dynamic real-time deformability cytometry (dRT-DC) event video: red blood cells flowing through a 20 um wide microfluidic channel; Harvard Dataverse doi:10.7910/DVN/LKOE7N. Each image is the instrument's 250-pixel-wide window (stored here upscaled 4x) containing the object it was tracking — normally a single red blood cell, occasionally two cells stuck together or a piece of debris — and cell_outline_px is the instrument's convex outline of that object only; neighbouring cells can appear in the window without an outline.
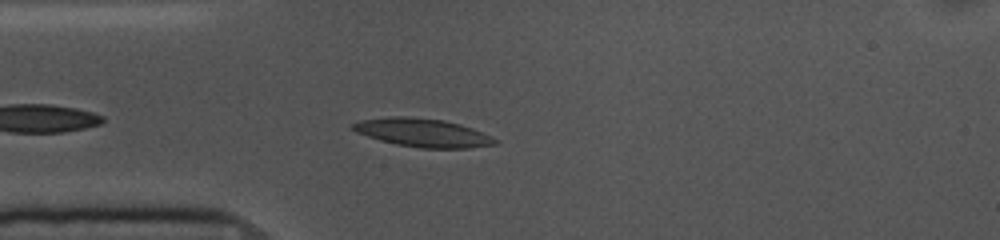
{"species": "common noctule bat (a hibernating species)", "species_latin": "Nyctalus noctula", "temperature_condition": "cold", "stored_images_in_passage": 42, "camera_frame_rate_fps": 3000, "um_per_image_px": 0.085, "animal": {"sex": "female", "body_mass_g": 10.0, "forearm_length_mm": 53.1}, "frame": {"image": 1, "passage_image": 6, "time_ms": 1.667, "image_size_px": [1000, 240], "cell_outline_px": [[500, 140], [496, 144], [468, 148], [420, 148], [396, 144], [380, 140], [356, 132], [352, 128], [352, 124], [360, 120], [388, 116], [408, 116], [444, 120], [460, 124], [472, 128]], "centroid_in_image_um": [35.94, 11.27], "position_along_channel_um": 49.1, "area_um2": 23.52}}
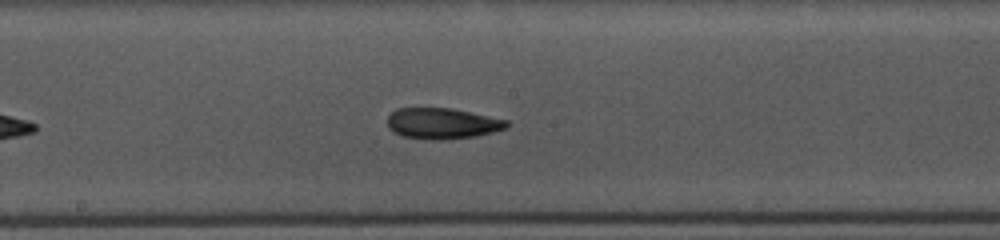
{"frame": {"image": 2, "passage_image": 20, "time_ms": 6.333, "image_size_px": [1000, 240], "cell_outline_px": [[508, 128], [476, 136], [440, 140], [436, 140], [404, 136], [392, 132], [388, 128], [388, 116], [396, 108], [452, 108], [508, 120]], "centroid_in_image_um": [37.59, 10.49], "position_along_channel_um": 210.6, "area_um2": 21.44}}
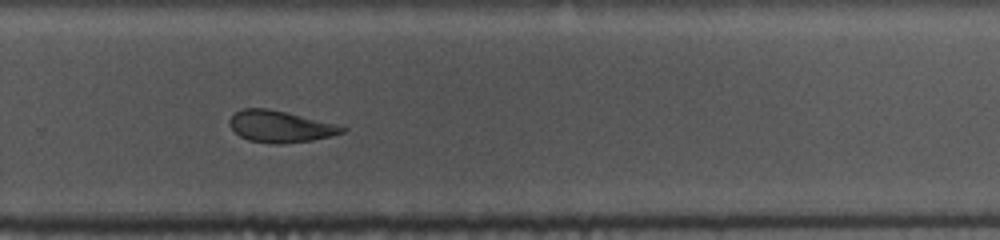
{"frame": {"image": 3, "passage_image": 28, "time_ms": 9.0, "image_size_px": [1000, 240], "cell_outline_px": [[348, 128], [344, 132], [332, 136], [312, 140], [280, 144], [272, 144], [248, 140], [240, 136], [228, 124], [228, 120], [236, 112], [244, 108], [268, 108], [336, 124]], "centroid_in_image_um": [23.81, 10.76], "position_along_channel_um": 306.0, "area_um2": 20.63}, "authors_computed_cell_mechanics": {"area_um2": 21.6461, "velocity_mm_per_s": 3.5893, "shape_relaxation_time_tau1_ms": 5.5406, "shape_relaxation_time_tau2_ms": 6.2632, "deformation_change_tau1": 0.1266, "deformation_change_tau2": 0.1326}}